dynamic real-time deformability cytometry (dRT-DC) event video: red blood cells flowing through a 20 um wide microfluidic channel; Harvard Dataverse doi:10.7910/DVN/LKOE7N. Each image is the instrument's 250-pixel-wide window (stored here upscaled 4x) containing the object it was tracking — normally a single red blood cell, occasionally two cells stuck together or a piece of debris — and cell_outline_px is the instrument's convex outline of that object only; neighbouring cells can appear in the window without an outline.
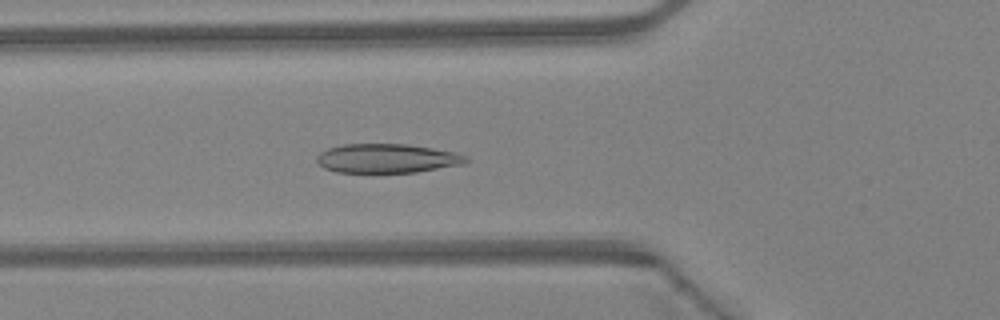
{"species": "Egyptian fruit bat (a non-hibernating species)", "species_latin": "Rousettus aegyptiacus", "temperature_condition": "warm", "stored_images_in_passage": 45, "camera_frame_rate_fps": 3000, "um_per_image_px": 0.085, "animal": {"sex": "female"}, "frame": {"image": 1, "passage_image": 16, "time_ms": 5.0, "image_size_px": [1000, 320], "cell_outline_px": [[468, 160], [464, 164], [416, 172], [336, 172], [324, 168], [316, 160], [316, 156], [320, 152], [328, 148], [344, 144], [408, 144], [456, 152], [468, 156]], "centroid_in_image_um": [32.91, 13.46], "position_along_channel_um": 92.9, "area_um2": 25.32}}
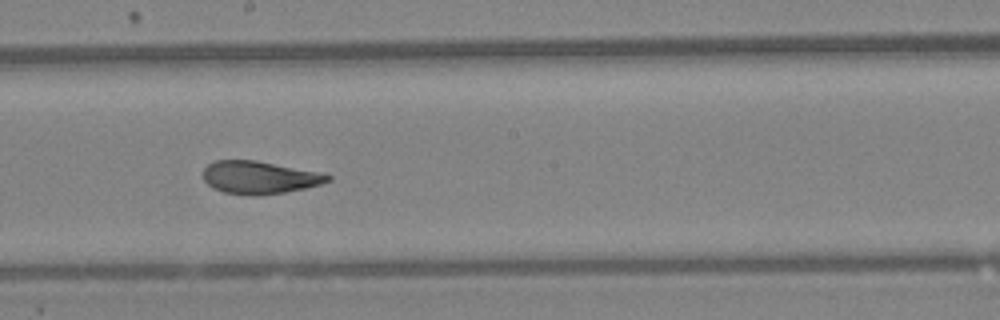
{"frame": {"image": 2, "passage_image": 25, "time_ms": 8.0, "image_size_px": [1000, 320], "cell_outline_px": [[332, 180], [320, 184], [304, 188], [284, 192], [256, 196], [252, 196], [224, 192], [212, 188], [204, 180], [204, 168], [208, 164], [216, 160], [256, 160], [320, 172], [332, 176]], "centroid_in_image_um": [22.05, 15.08], "position_along_channel_um": 226.2, "area_um2": 23.76}}
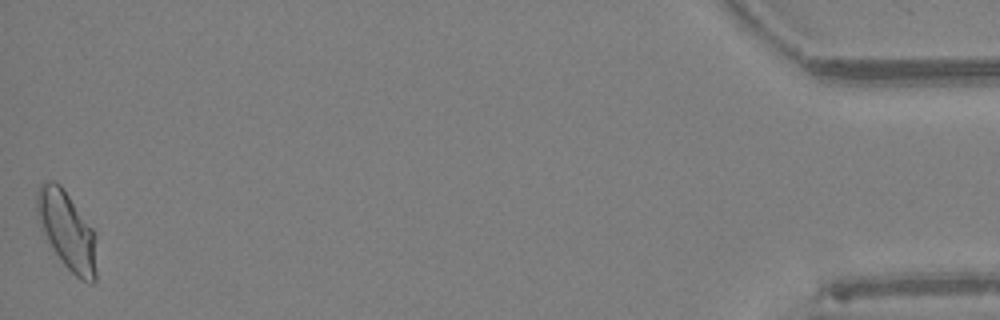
{"frame": {"image": 3, "passage_image": 45, "time_ms": 14.667, "image_size_px": [1000, 320], "cell_outline_px": [[96, 280], [92, 284], [88, 284], [80, 280], [64, 264], [40, 228], [36, 212], [36, 192], [40, 184], [44, 180], [52, 180], [60, 184], [92, 228], [96, 236]], "centroid_in_image_um": [5.69, 19.59], "position_along_channel_um": 429.5, "area_um2": 27.17}, "authors_computed_cell_mechanics": {"area_um2": 24.9118, "velocity_mm_per_s": 4.4628, "shape_relaxation_time_tau1_ms": 4.7864, "shape_relaxation_time_tau2_ms": 0.7755, "deformation_change_tau1": 0.1591, "deformation_change_tau2": 0.0575}}